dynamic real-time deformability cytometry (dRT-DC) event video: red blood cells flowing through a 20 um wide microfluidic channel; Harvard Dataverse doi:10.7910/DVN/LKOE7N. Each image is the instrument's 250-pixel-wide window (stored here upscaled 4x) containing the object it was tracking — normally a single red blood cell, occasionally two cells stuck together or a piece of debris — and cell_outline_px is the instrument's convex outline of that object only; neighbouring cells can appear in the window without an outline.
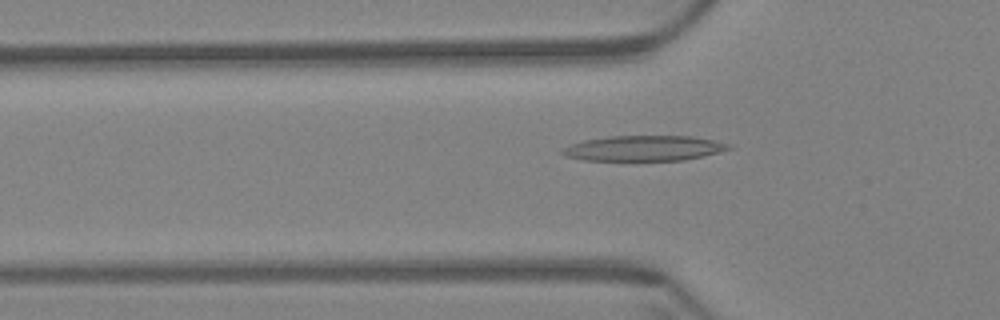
{"species": "Egyptian fruit bat (a non-hibernating species)", "species_latin": "Rousettus aegyptiacus", "temperature_condition": "warm", "stored_images_in_passage": 45, "camera_frame_rate_fps": 3000, "um_per_image_px": 0.085, "animal": {"sex": "female"}, "frame": {"image": 1, "passage_image": 5, "time_ms": 1.333, "image_size_px": [1000, 320], "cell_outline_px": [[732, 148], [720, 152], [704, 156], [684, 160], [584, 160], [564, 156], [560, 152], [560, 148], [584, 140], [608, 136], [692, 136], [716, 140], [732, 144]], "centroid_in_image_um": [54.75, 12.59], "position_along_channel_um": 71.1, "area_um2": 24.74}}
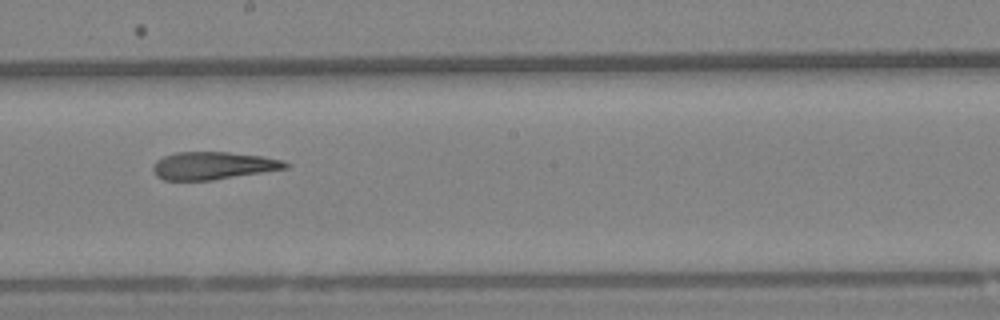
{"frame": {"image": 2, "passage_image": 19, "time_ms": 6.0, "image_size_px": [1000, 320], "cell_outline_px": [[292, 164], [288, 168], [212, 180], [164, 180], [156, 176], [152, 168], [156, 160], [164, 156], [176, 152], [228, 152], [264, 156], [284, 160]], "centroid_in_image_um": [18.14, 14.07], "position_along_channel_um": 230.1, "area_um2": 21.44}}
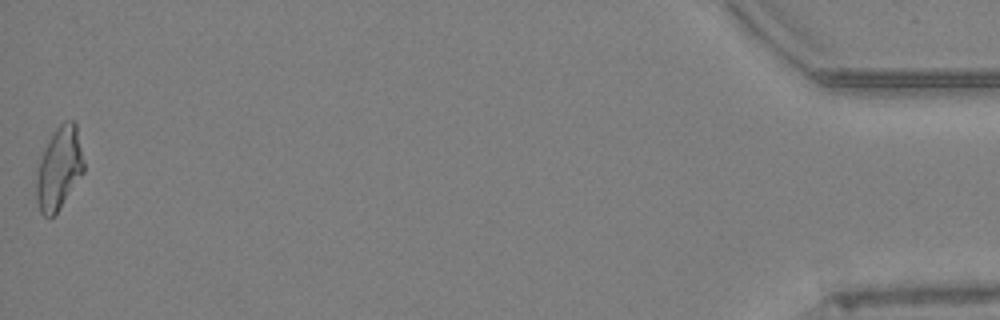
{"frame": {"image": 3, "passage_image": 45, "time_ms": 14.667, "image_size_px": [1000, 320], "cell_outline_px": [[84, 172], [56, 212], [52, 216], [44, 216], [40, 212], [36, 200], [36, 172], [44, 148], [48, 140], [56, 128], [64, 120], [72, 120], [76, 124], [84, 160]], "centroid_in_image_um": [5.01, 14.28], "position_along_channel_um": 430.2, "area_um2": 22.66}, "authors_computed_cell_mechanics": {"area_um2": 22.1374, "velocity_mm_per_s": 3.4123, "shape_relaxation_time_tau1_ms": null, "shape_relaxation_time_tau2_ms": 4.5767, "deformation_change_tau1": null, "deformation_change_tau2": 0.1739}}